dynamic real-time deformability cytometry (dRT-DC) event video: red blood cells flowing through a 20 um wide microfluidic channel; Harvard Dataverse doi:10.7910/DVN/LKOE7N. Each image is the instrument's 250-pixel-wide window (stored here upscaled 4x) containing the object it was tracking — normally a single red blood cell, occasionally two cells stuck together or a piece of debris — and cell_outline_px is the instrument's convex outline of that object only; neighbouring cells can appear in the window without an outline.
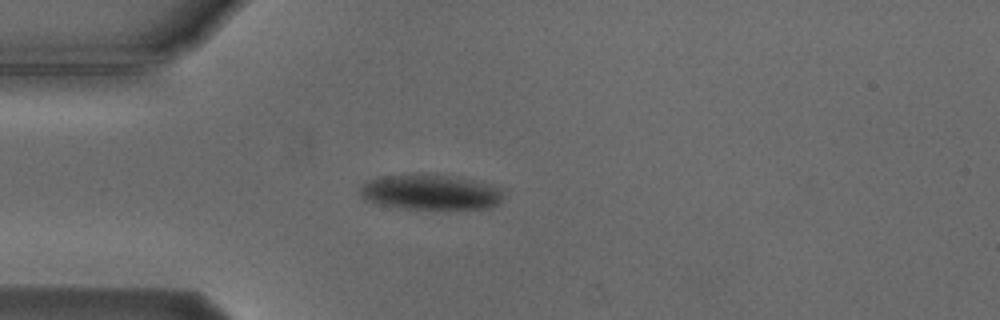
{"species": "Egyptian fruit bat (a non-hibernating species)", "species_latin": "Rousettus aegyptiacus", "temperature_condition": "cold", "stored_images_in_passage": 2, "camera_frame_rate_fps": 3000, "um_per_image_px": 0.085, "animal": {"sex": "male"}, "frame": {"image": 1, "passage_image": 2, "time_ms": 2.0, "image_size_px": [1000, 320], "cell_outline_px": [[504, 188], [500, 200], [492, 208], [396, 208], [376, 204], [364, 200], [360, 196], [360, 188], [368, 180], [376, 176], [444, 176], [468, 180]], "centroid_in_image_um": [36.52, 16.37], "position_along_channel_um": 48.5, "area_um2": 28.55}}